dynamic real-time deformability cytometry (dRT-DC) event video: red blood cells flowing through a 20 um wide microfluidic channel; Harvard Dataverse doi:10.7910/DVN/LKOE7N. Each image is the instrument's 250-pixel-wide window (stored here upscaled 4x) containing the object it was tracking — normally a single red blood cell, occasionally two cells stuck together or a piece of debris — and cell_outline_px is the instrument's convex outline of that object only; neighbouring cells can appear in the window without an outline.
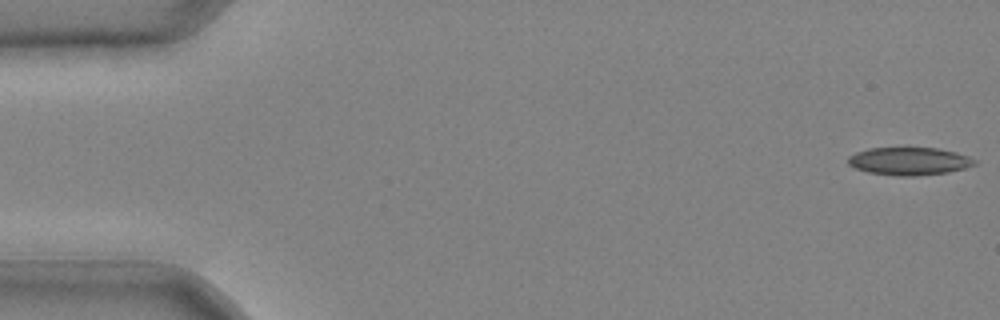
{"species": "common noctule bat (a hibernating species)", "species_latin": "Nyctalus noctula", "temperature_condition": "cold", "stored_images_in_passage": 42, "camera_frame_rate_fps": 3000, "um_per_image_px": 0.085, "animal": {"sex": "male", "body_mass_g": 20.4}, "frame": {"image": 1, "passage_image": 1, "time_ms": 0.0, "image_size_px": [1000, 320], "cell_outline_px": [[976, 164], [964, 168], [948, 172], [912, 176], [900, 176], [868, 172], [856, 168], [848, 164], [848, 156], [856, 152], [868, 148], [936, 148], [956, 152], [968, 156], [976, 160]], "centroid_in_image_um": [77.27, 13.69], "position_along_channel_um": 7.7, "area_um2": 20.35}}
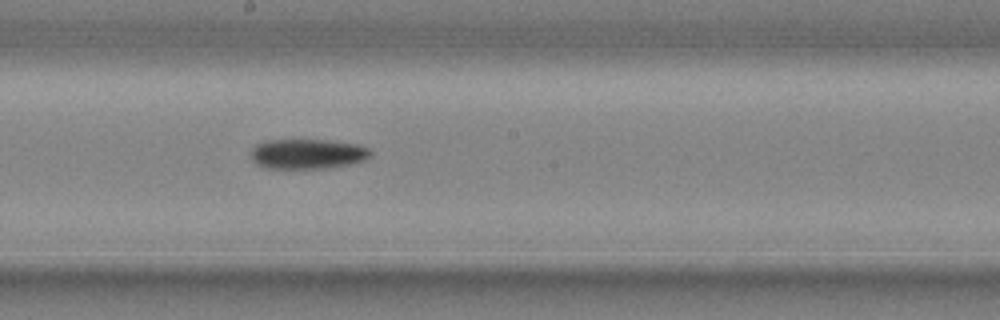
{"frame": {"image": 2, "passage_image": 24, "time_ms": 7.667, "image_size_px": [1000, 320], "cell_outline_px": [[372, 156], [364, 160], [332, 168], [264, 168], [256, 164], [252, 160], [252, 148], [256, 144], [268, 140], [332, 140], [356, 144], [368, 148], [372, 152]], "centroid_in_image_um": [26.15, 13.08], "position_along_channel_um": 222.0, "area_um2": 20.98}}
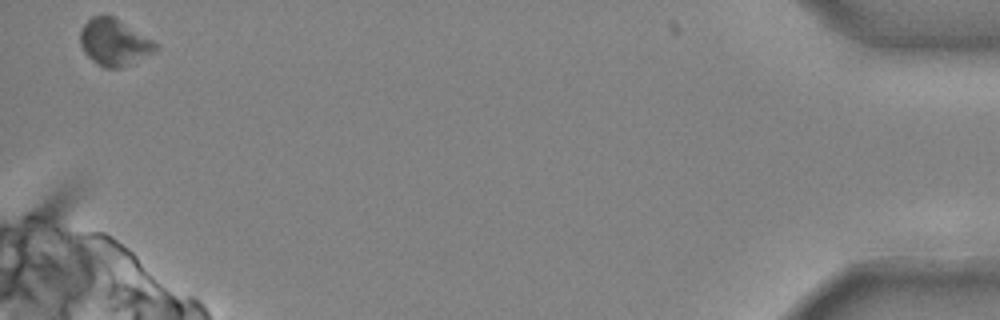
{"frame": {"image": 3, "passage_image": 42, "time_ms": 13.667, "image_size_px": [1000, 320], "cell_outline_px": [[160, 48], [156, 52], [120, 68], [104, 68], [96, 64], [84, 52], [80, 44], [80, 32], [84, 24], [92, 16], [112, 16], [152, 40]], "centroid_in_image_um": [9.69, 3.62], "position_along_channel_um": 425.5, "area_um2": 20.23}}